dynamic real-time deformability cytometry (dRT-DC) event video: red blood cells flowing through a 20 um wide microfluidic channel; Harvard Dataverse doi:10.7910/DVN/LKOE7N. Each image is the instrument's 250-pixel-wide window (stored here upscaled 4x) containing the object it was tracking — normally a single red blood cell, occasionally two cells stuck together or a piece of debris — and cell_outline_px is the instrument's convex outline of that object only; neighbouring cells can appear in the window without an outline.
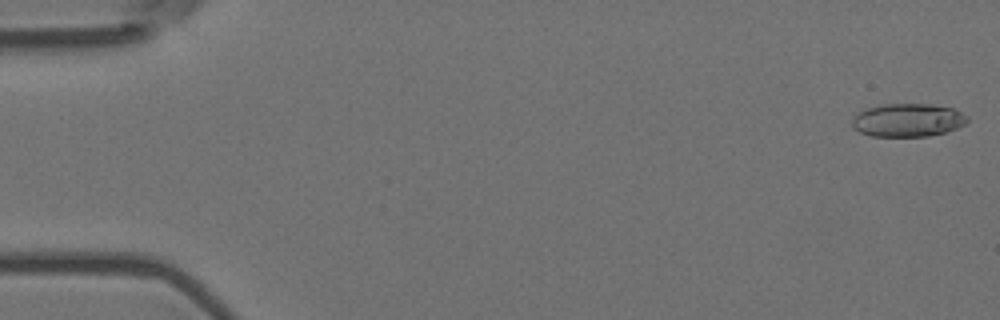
{"species": "Egyptian fruit bat (a non-hibernating species)", "species_latin": "Rousettus aegyptiacus", "temperature_condition": "room temperature", "stored_images_in_passage": 55, "camera_frame_rate_fps": 3000, "um_per_image_px": 0.085, "animal": {"sex": "female"}, "frame": {"image": 1, "passage_image": 1, "time_ms": 0.0, "image_size_px": [1000, 320], "cell_outline_px": [[968, 120], [964, 124], [948, 132], [928, 136], [872, 136], [860, 132], [852, 128], [852, 120], [860, 112], [868, 108], [884, 104], [932, 104], [952, 108], [968, 116]], "centroid_in_image_um": [77.18, 10.22], "position_along_channel_um": 7.8, "area_um2": 22.2}}
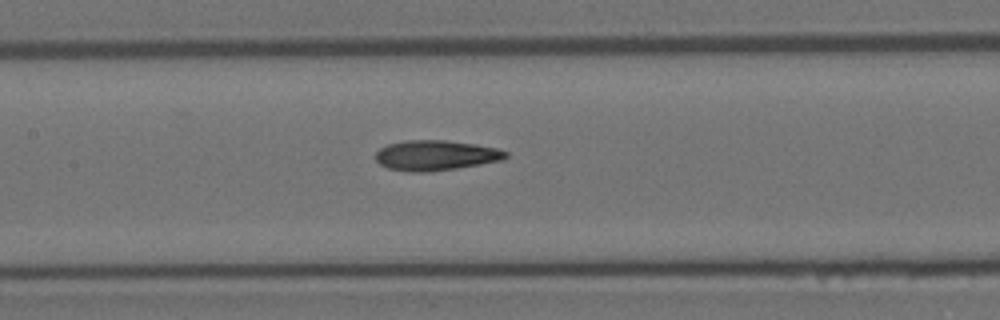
{"frame": {"image": 2, "passage_image": 26, "time_ms": 8.333, "image_size_px": [1000, 320], "cell_outline_px": [[508, 156], [504, 160], [456, 168], [428, 172], [408, 172], [388, 168], [380, 164], [376, 160], [376, 152], [380, 148], [388, 144], [404, 140], [444, 140], [476, 144], [496, 148], [508, 152]], "centroid_in_image_um": [37.04, 13.2], "position_along_channel_um": 170.4, "area_um2": 22.95}}
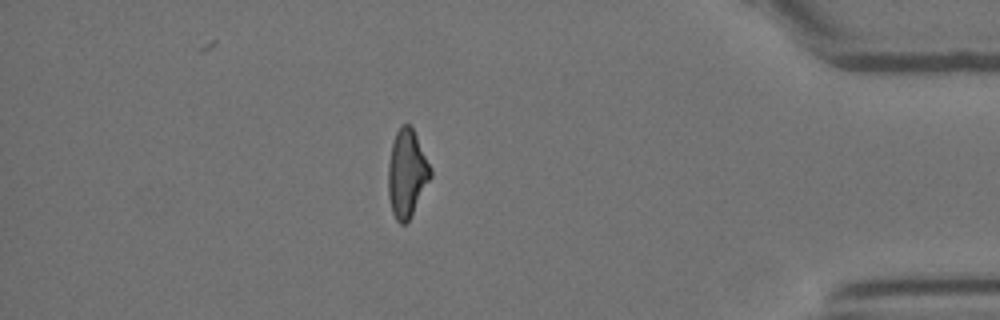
{"frame": {"image": 3, "passage_image": 48, "time_ms": 15.667, "image_size_px": [1000, 320], "cell_outline_px": [[432, 176], [408, 220], [404, 224], [400, 224], [396, 220], [392, 212], [388, 196], [388, 164], [392, 144], [396, 132], [400, 124], [408, 124], [412, 128], [432, 168]], "centroid_in_image_um": [34.57, 14.73], "position_along_channel_um": 400.6, "area_um2": 21.44}, "authors_computed_cell_mechanics": {"area_um2": 22.4264, "velocity_mm_per_s": 3.6756, "shape_relaxation_time_tau1_ms": null, "shape_relaxation_time_tau2_ms": 2.9473, "deformation_change_tau1": null, "deformation_change_tau2": 0.1164}}